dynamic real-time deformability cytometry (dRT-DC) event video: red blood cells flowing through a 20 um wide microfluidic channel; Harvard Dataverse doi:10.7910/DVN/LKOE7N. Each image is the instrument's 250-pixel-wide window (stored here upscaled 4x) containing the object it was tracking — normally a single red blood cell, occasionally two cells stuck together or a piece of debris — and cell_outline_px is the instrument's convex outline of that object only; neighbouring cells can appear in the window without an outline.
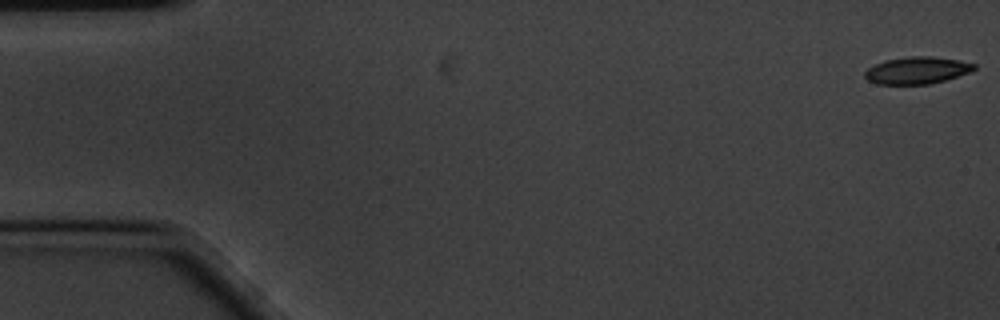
{"species": "common noctule bat (a hibernating species)", "species_latin": "Nyctalus noctula", "temperature_condition": "cold", "stored_images_in_passage": 58, "camera_frame_rate_fps": 3000, "um_per_image_px": 0.085, "animal": {"sex": "male", "body_mass_g": 20.1, "forearm_length_mm": 53.5}, "frame": {"image": 1, "passage_image": 1, "time_ms": 0.0, "image_size_px": [1000, 320], "cell_outline_px": [[976, 68], [972, 72], [944, 80], [928, 84], [876, 84], [868, 80], [864, 76], [864, 72], [868, 68], [876, 64], [888, 60], [912, 56], [932, 56], [956, 60], [976, 64]], "centroid_in_image_um": [77.96, 5.99], "position_along_channel_um": 7.0, "area_um2": 17.05}}
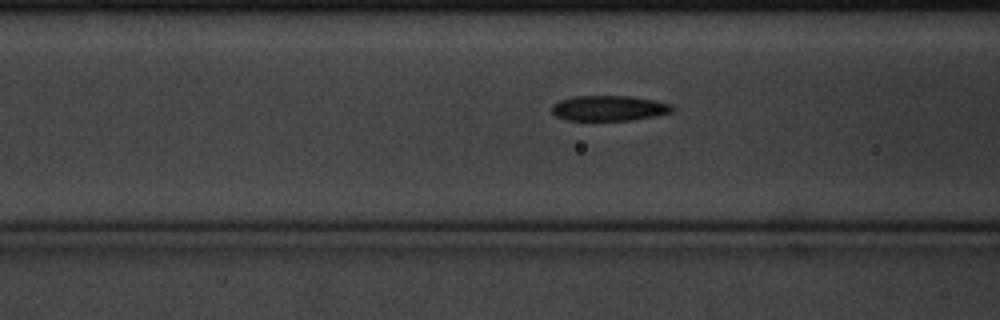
{"frame": {"image": 2, "passage_image": 22, "time_ms": 7.0, "image_size_px": [1000, 320], "cell_outline_px": [[672, 112], [656, 116], [632, 120], [568, 120], [556, 116], [552, 112], [552, 104], [560, 100], [572, 96], [628, 96], [652, 100], [672, 104]], "centroid_in_image_um": [51.74, 9.19], "position_along_channel_um": 114.9, "area_um2": 17.69}}
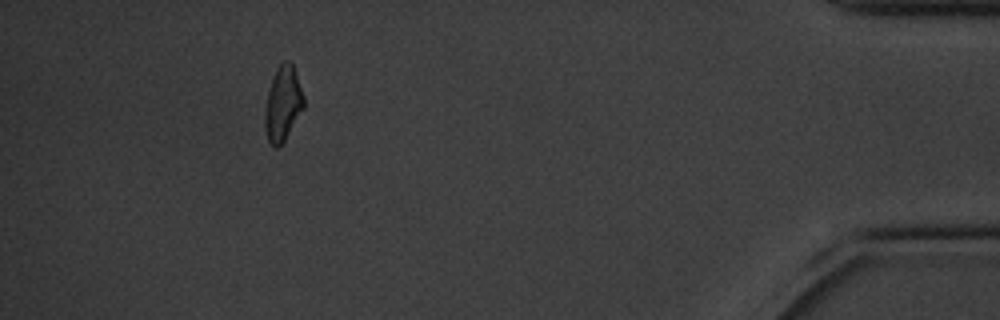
{"frame": {"image": 3, "passage_image": 53, "time_ms": 17.333, "image_size_px": [1000, 320], "cell_outline_px": [[304, 108], [284, 140], [276, 148], [268, 140], [264, 124], [264, 108], [272, 76], [276, 68], [284, 60], [288, 60], [292, 64], [304, 96]], "centroid_in_image_um": [24.03, 8.79], "position_along_channel_um": 411.2, "area_um2": 16.82}, "authors_computed_cell_mechanics": {"area_um2": 17.918, "velocity_mm_per_s": 3.4368, "shape_relaxation_time_tau1_ms": 3.4165, "shape_relaxation_time_tau2_ms": 4.3209, "deformation_change_tau1": 0.1095, "deformation_change_tau2": 0.098}}